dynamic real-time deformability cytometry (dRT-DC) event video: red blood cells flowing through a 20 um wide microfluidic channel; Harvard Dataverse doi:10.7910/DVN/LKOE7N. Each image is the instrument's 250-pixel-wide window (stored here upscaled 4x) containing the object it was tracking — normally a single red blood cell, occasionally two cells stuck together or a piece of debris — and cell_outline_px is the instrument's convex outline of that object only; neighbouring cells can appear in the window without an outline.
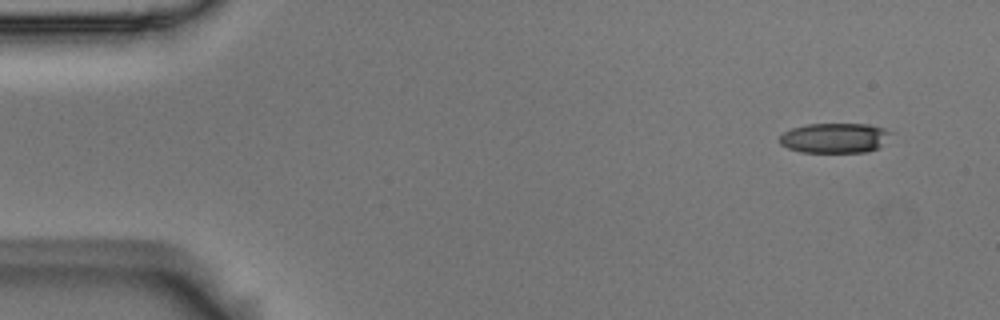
{"species": "Egyptian fruit bat (a non-hibernating species)", "species_latin": "Rousettus aegyptiacus", "temperature_condition": "room temperature", "stored_images_in_passage": 5, "camera_frame_rate_fps": 3000, "um_per_image_px": 0.085, "animal": {"sex": "male"}, "frame": {"image": 1, "passage_image": 1, "time_ms": 0.0, "image_size_px": [1000, 320], "cell_outline_px": [[896, 132], [876, 148], [868, 152], [800, 152], [788, 148], [780, 144], [780, 136], [784, 132], [792, 128], [808, 124], [868, 124], [884, 128]], "centroid_in_image_um": [70.98, 11.72], "position_along_channel_um": 14.0, "area_um2": 19.48}}
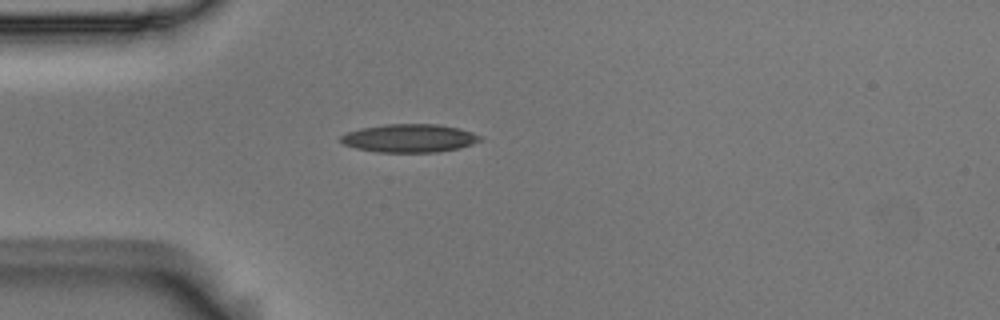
{"frame": {"image": 2, "passage_image": 4, "time_ms": 1.0, "image_size_px": [1000, 320], "cell_outline_px": [[484, 140], [460, 148], [436, 152], [376, 152], [356, 148], [344, 144], [340, 140], [340, 136], [348, 132], [360, 128], [384, 124], [436, 124], [460, 128], [484, 136]], "centroid_in_image_um": [34.85, 11.74], "position_along_channel_um": 50.2, "area_um2": 23.12}}